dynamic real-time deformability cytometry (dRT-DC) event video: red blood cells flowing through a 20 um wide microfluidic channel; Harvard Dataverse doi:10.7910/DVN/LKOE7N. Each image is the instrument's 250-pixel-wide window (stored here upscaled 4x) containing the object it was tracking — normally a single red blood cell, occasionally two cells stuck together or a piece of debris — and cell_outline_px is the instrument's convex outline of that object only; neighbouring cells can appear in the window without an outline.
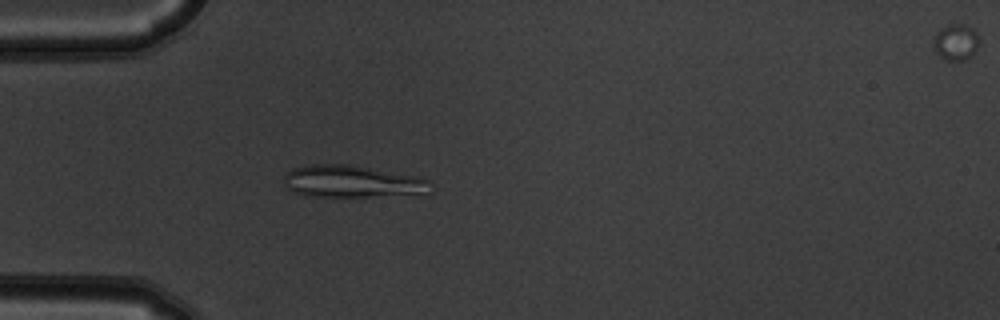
{"species": "common noctule bat (a hibernating species)", "species_latin": "Nyctalus noctula", "temperature_condition": "warm", "stored_images_in_passage": 4, "camera_frame_rate_fps": 3000, "um_per_image_px": 0.085, "animal": {"sex": "male", "body_mass_g": 19.5, "forearm_length_mm": 54.6}, "frame": {"image": 1, "passage_image": 3, "time_ms": 0.667, "image_size_px": [1000, 320], "cell_outline_px": [[432, 192], [428, 196], [304, 196], [288, 188], [284, 180], [284, 176], [292, 168], [312, 164], [352, 164], [416, 176], [428, 180]], "centroid_in_image_um": [30.05, 15.44], "position_along_channel_um": 55.0, "area_um2": 27.98}}